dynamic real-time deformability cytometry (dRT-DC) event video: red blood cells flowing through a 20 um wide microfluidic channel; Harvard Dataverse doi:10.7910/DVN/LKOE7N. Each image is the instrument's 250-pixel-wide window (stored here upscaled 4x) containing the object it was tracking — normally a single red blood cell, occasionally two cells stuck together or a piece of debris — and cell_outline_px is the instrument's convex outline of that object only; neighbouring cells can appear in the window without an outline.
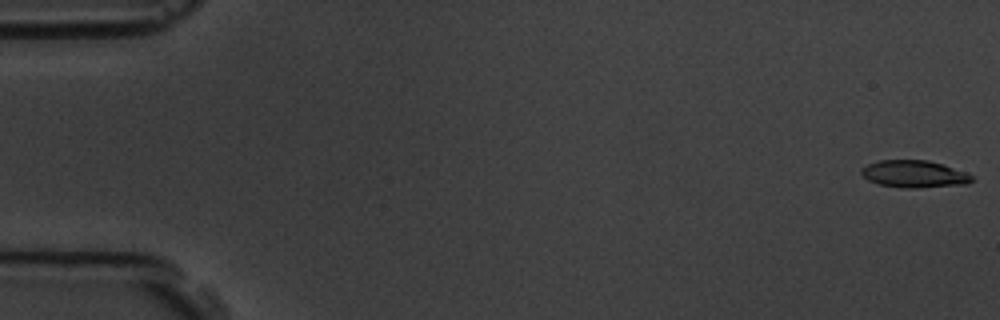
{"species": "common noctule bat (a hibernating species)", "species_latin": "Nyctalus noctula", "temperature_condition": "room temperature", "stored_images_in_passage": 6, "camera_frame_rate_fps": 3000, "um_per_image_px": 0.085, "animal": {"sex": "male", "body_mass_g": 19.5, "forearm_length_mm": 54.6}, "frame": {"image": 1, "passage_image": 1, "time_ms": 0.0, "image_size_px": [1000, 320], "cell_outline_px": [[976, 180], [968, 184], [916, 188], [904, 188], [880, 184], [868, 180], [860, 172], [860, 168], [868, 164], [880, 160], [928, 160], [944, 164], [968, 172]], "centroid_in_image_um": [77.76, 14.79], "position_along_channel_um": 7.2, "area_um2": 17.74}}